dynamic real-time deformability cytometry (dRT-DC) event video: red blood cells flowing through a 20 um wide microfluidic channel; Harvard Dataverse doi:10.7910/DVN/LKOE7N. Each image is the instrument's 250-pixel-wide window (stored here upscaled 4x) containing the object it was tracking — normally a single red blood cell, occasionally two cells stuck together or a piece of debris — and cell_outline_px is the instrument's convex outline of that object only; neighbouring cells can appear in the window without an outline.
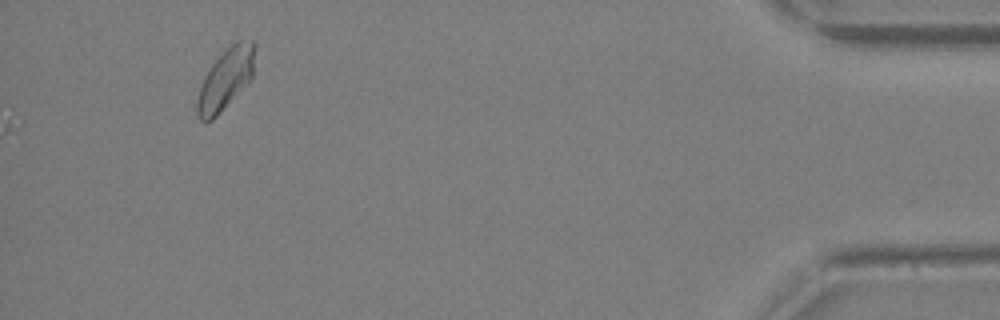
{"species": "Egyptian fruit bat (a non-hibernating species)", "species_latin": "Rousettus aegyptiacus", "temperature_condition": "warm", "stored_images_in_passage": 26, "camera_frame_rate_fps": 3000, "um_per_image_px": 0.085, "animal": {"sex": "female"}, "frame": {"image": 1, "passage_image": 26, "time_ms": 8.333, "image_size_px": [1000, 320], "cell_outline_px": [[256, 48], [252, 76], [216, 116], [212, 120], [200, 120], [196, 116], [196, 100], [204, 76], [212, 64], [224, 48], [236, 40], [256, 40]], "centroid_in_image_um": [19.17, 6.65], "position_along_channel_um": 416.0, "area_um2": 20.4}}